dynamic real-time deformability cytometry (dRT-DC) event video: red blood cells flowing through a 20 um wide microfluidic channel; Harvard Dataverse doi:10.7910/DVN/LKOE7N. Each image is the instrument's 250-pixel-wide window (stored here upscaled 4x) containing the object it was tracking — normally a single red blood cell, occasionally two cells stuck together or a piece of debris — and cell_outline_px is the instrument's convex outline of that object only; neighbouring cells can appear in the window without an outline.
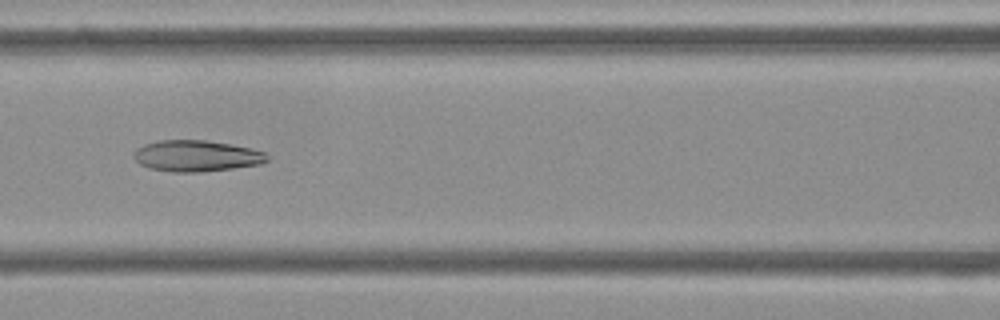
{"species": "Egyptian fruit bat (a non-hibernating species)", "species_latin": "Rousettus aegyptiacus", "temperature_condition": "cold", "stored_images_in_passage": 40, "camera_frame_rate_fps": 3000, "um_per_image_px": 0.085, "frame": {"image": 1, "passage_image": 10, "time_ms": 3.0, "image_size_px": [1000, 320], "cell_outline_px": [[268, 160], [260, 164], [232, 168], [200, 172], [172, 172], [148, 168], [140, 164], [132, 156], [132, 152], [136, 148], [144, 144], [160, 140], [204, 140], [228, 144], [248, 148], [264, 152], [268, 156]], "centroid_in_image_um": [16.63, 13.25], "position_along_channel_um": 150.0, "area_um2": 24.16}}
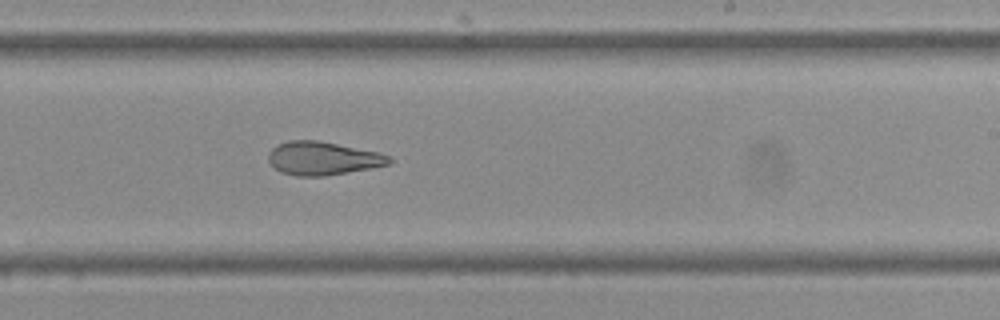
{"frame": {"image": 2, "passage_image": 19, "time_ms": 6.0, "image_size_px": [1000, 320], "cell_outline_px": [[396, 160], [388, 164], [372, 168], [324, 176], [296, 176], [280, 172], [268, 160], [268, 152], [276, 144], [288, 140], [316, 140], [380, 152]], "centroid_in_image_um": [27.44, 13.45], "position_along_channel_um": 261.6, "area_um2": 23.58}}
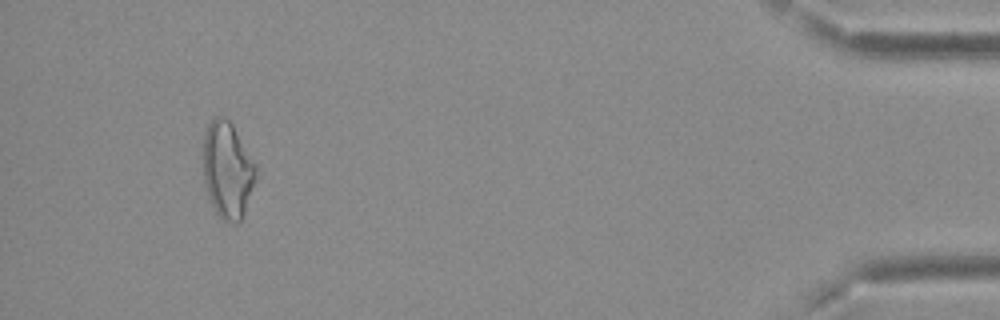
{"frame": {"image": 3, "passage_image": 37, "time_ms": 12.0, "image_size_px": [1000, 320], "cell_outline_px": [[256, 180], [244, 216], [236, 224], [224, 220], [216, 212], [208, 196], [204, 184], [204, 132], [208, 124], [216, 116], [220, 116], [228, 120], [232, 124], [256, 164]], "centroid_in_image_um": [19.35, 14.47], "position_along_channel_um": 415.8, "area_um2": 29.59}, "authors_computed_cell_mechanics": {"area_um2": 24.7962, "velocity_mm_per_s": 3.7294, "shape_relaxation_time_tau1_ms": null, "shape_relaxation_time_tau2_ms": 3.1938, "deformation_change_tau1": null, "deformation_change_tau2": 0.1203}}